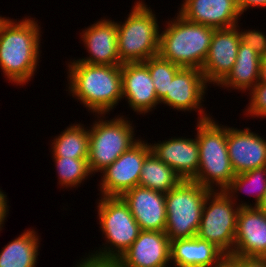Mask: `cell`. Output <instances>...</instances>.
<instances>
[{
	"label": "cell",
	"instance_id": "obj_1",
	"mask_svg": "<svg viewBox=\"0 0 266 267\" xmlns=\"http://www.w3.org/2000/svg\"><path fill=\"white\" fill-rule=\"evenodd\" d=\"M35 18H0V68L9 82L25 85L37 72L41 27Z\"/></svg>",
	"mask_w": 266,
	"mask_h": 267
},
{
	"label": "cell",
	"instance_id": "obj_2",
	"mask_svg": "<svg viewBox=\"0 0 266 267\" xmlns=\"http://www.w3.org/2000/svg\"><path fill=\"white\" fill-rule=\"evenodd\" d=\"M68 92L92 114H107L123 99L121 65L68 62Z\"/></svg>",
	"mask_w": 266,
	"mask_h": 267
},
{
	"label": "cell",
	"instance_id": "obj_3",
	"mask_svg": "<svg viewBox=\"0 0 266 267\" xmlns=\"http://www.w3.org/2000/svg\"><path fill=\"white\" fill-rule=\"evenodd\" d=\"M97 202L99 228L105 244L81 261L95 266H112L138 237L141 229L121 196H100ZM109 244V245H108Z\"/></svg>",
	"mask_w": 266,
	"mask_h": 267
},
{
	"label": "cell",
	"instance_id": "obj_4",
	"mask_svg": "<svg viewBox=\"0 0 266 267\" xmlns=\"http://www.w3.org/2000/svg\"><path fill=\"white\" fill-rule=\"evenodd\" d=\"M165 26L160 31L158 55L180 67L201 70L215 28L190 22L179 13Z\"/></svg>",
	"mask_w": 266,
	"mask_h": 267
},
{
	"label": "cell",
	"instance_id": "obj_5",
	"mask_svg": "<svg viewBox=\"0 0 266 267\" xmlns=\"http://www.w3.org/2000/svg\"><path fill=\"white\" fill-rule=\"evenodd\" d=\"M212 118L197 120L195 136L199 145V169L192 181L216 191L224 190L236 174L228 155L227 126L219 125Z\"/></svg>",
	"mask_w": 266,
	"mask_h": 267
},
{
	"label": "cell",
	"instance_id": "obj_6",
	"mask_svg": "<svg viewBox=\"0 0 266 267\" xmlns=\"http://www.w3.org/2000/svg\"><path fill=\"white\" fill-rule=\"evenodd\" d=\"M153 9L137 1L125 22H117V46L121 64L144 62L159 52L160 26Z\"/></svg>",
	"mask_w": 266,
	"mask_h": 267
},
{
	"label": "cell",
	"instance_id": "obj_7",
	"mask_svg": "<svg viewBox=\"0 0 266 267\" xmlns=\"http://www.w3.org/2000/svg\"><path fill=\"white\" fill-rule=\"evenodd\" d=\"M94 115L98 118L89 127L87 159L92 174L104 170L140 140L134 136V125L129 118L118 115L106 120L105 114Z\"/></svg>",
	"mask_w": 266,
	"mask_h": 267
},
{
	"label": "cell",
	"instance_id": "obj_8",
	"mask_svg": "<svg viewBox=\"0 0 266 267\" xmlns=\"http://www.w3.org/2000/svg\"><path fill=\"white\" fill-rule=\"evenodd\" d=\"M208 188L192 180H182L165 194L166 227L170 241L197 235Z\"/></svg>",
	"mask_w": 266,
	"mask_h": 267
},
{
	"label": "cell",
	"instance_id": "obj_9",
	"mask_svg": "<svg viewBox=\"0 0 266 267\" xmlns=\"http://www.w3.org/2000/svg\"><path fill=\"white\" fill-rule=\"evenodd\" d=\"M242 202L236 204L223 190L210 191L206 196L196 236L215 244L227 256L231 255L239 209L253 205Z\"/></svg>",
	"mask_w": 266,
	"mask_h": 267
},
{
	"label": "cell",
	"instance_id": "obj_10",
	"mask_svg": "<svg viewBox=\"0 0 266 267\" xmlns=\"http://www.w3.org/2000/svg\"><path fill=\"white\" fill-rule=\"evenodd\" d=\"M151 152L150 143L140 140L107 166L100 181L101 196H122L138 186L142 164Z\"/></svg>",
	"mask_w": 266,
	"mask_h": 267
},
{
	"label": "cell",
	"instance_id": "obj_11",
	"mask_svg": "<svg viewBox=\"0 0 266 267\" xmlns=\"http://www.w3.org/2000/svg\"><path fill=\"white\" fill-rule=\"evenodd\" d=\"M208 86L200 69L182 67L170 82L160 104L182 112H198V121L209 119L212 116L205 112L202 104Z\"/></svg>",
	"mask_w": 266,
	"mask_h": 267
},
{
	"label": "cell",
	"instance_id": "obj_12",
	"mask_svg": "<svg viewBox=\"0 0 266 267\" xmlns=\"http://www.w3.org/2000/svg\"><path fill=\"white\" fill-rule=\"evenodd\" d=\"M169 264L170 239L165 231L141 230L131 247L111 267H171Z\"/></svg>",
	"mask_w": 266,
	"mask_h": 267
},
{
	"label": "cell",
	"instance_id": "obj_13",
	"mask_svg": "<svg viewBox=\"0 0 266 267\" xmlns=\"http://www.w3.org/2000/svg\"><path fill=\"white\" fill-rule=\"evenodd\" d=\"M240 44L236 26L215 29L207 58L201 68L208 84L218 85L232 70Z\"/></svg>",
	"mask_w": 266,
	"mask_h": 267
},
{
	"label": "cell",
	"instance_id": "obj_14",
	"mask_svg": "<svg viewBox=\"0 0 266 267\" xmlns=\"http://www.w3.org/2000/svg\"><path fill=\"white\" fill-rule=\"evenodd\" d=\"M89 57L73 59L70 62H82L94 65H122L117 46V21L103 18L89 25L80 33Z\"/></svg>",
	"mask_w": 266,
	"mask_h": 267
},
{
	"label": "cell",
	"instance_id": "obj_15",
	"mask_svg": "<svg viewBox=\"0 0 266 267\" xmlns=\"http://www.w3.org/2000/svg\"><path fill=\"white\" fill-rule=\"evenodd\" d=\"M227 148L235 174L266 166V139L249 127H227Z\"/></svg>",
	"mask_w": 266,
	"mask_h": 267
},
{
	"label": "cell",
	"instance_id": "obj_16",
	"mask_svg": "<svg viewBox=\"0 0 266 267\" xmlns=\"http://www.w3.org/2000/svg\"><path fill=\"white\" fill-rule=\"evenodd\" d=\"M122 94L128 106L137 114L145 115L160 105L148 67L143 62L121 65Z\"/></svg>",
	"mask_w": 266,
	"mask_h": 267
},
{
	"label": "cell",
	"instance_id": "obj_17",
	"mask_svg": "<svg viewBox=\"0 0 266 267\" xmlns=\"http://www.w3.org/2000/svg\"><path fill=\"white\" fill-rule=\"evenodd\" d=\"M231 255L266 258V214L258 207H240Z\"/></svg>",
	"mask_w": 266,
	"mask_h": 267
},
{
	"label": "cell",
	"instance_id": "obj_18",
	"mask_svg": "<svg viewBox=\"0 0 266 267\" xmlns=\"http://www.w3.org/2000/svg\"><path fill=\"white\" fill-rule=\"evenodd\" d=\"M141 230L165 231V194L142 186H135L122 196Z\"/></svg>",
	"mask_w": 266,
	"mask_h": 267
},
{
	"label": "cell",
	"instance_id": "obj_19",
	"mask_svg": "<svg viewBox=\"0 0 266 267\" xmlns=\"http://www.w3.org/2000/svg\"><path fill=\"white\" fill-rule=\"evenodd\" d=\"M178 13L190 22L215 29L236 26L242 15L236 0H184Z\"/></svg>",
	"mask_w": 266,
	"mask_h": 267
},
{
	"label": "cell",
	"instance_id": "obj_20",
	"mask_svg": "<svg viewBox=\"0 0 266 267\" xmlns=\"http://www.w3.org/2000/svg\"><path fill=\"white\" fill-rule=\"evenodd\" d=\"M150 143L154 155L170 166L183 180H192L199 169V145L197 138L171 137Z\"/></svg>",
	"mask_w": 266,
	"mask_h": 267
},
{
	"label": "cell",
	"instance_id": "obj_21",
	"mask_svg": "<svg viewBox=\"0 0 266 267\" xmlns=\"http://www.w3.org/2000/svg\"><path fill=\"white\" fill-rule=\"evenodd\" d=\"M227 255L215 244L197 236L170 241V263L173 267H221Z\"/></svg>",
	"mask_w": 266,
	"mask_h": 267
},
{
	"label": "cell",
	"instance_id": "obj_22",
	"mask_svg": "<svg viewBox=\"0 0 266 267\" xmlns=\"http://www.w3.org/2000/svg\"><path fill=\"white\" fill-rule=\"evenodd\" d=\"M260 61L261 56L256 51L240 42L232 70L217 86L249 92L259 81Z\"/></svg>",
	"mask_w": 266,
	"mask_h": 267
},
{
	"label": "cell",
	"instance_id": "obj_23",
	"mask_svg": "<svg viewBox=\"0 0 266 267\" xmlns=\"http://www.w3.org/2000/svg\"><path fill=\"white\" fill-rule=\"evenodd\" d=\"M39 239L34 229L25 230L0 250V267H36Z\"/></svg>",
	"mask_w": 266,
	"mask_h": 267
},
{
	"label": "cell",
	"instance_id": "obj_24",
	"mask_svg": "<svg viewBox=\"0 0 266 267\" xmlns=\"http://www.w3.org/2000/svg\"><path fill=\"white\" fill-rule=\"evenodd\" d=\"M138 186L166 194L183 179L151 151L145 158Z\"/></svg>",
	"mask_w": 266,
	"mask_h": 267
},
{
	"label": "cell",
	"instance_id": "obj_25",
	"mask_svg": "<svg viewBox=\"0 0 266 267\" xmlns=\"http://www.w3.org/2000/svg\"><path fill=\"white\" fill-rule=\"evenodd\" d=\"M52 141V157L88 158L89 129L84 124H70Z\"/></svg>",
	"mask_w": 266,
	"mask_h": 267
},
{
	"label": "cell",
	"instance_id": "obj_26",
	"mask_svg": "<svg viewBox=\"0 0 266 267\" xmlns=\"http://www.w3.org/2000/svg\"><path fill=\"white\" fill-rule=\"evenodd\" d=\"M249 188H252L253 191H251ZM265 190L266 166L236 174L231 180L230 184L223 191L231 198L233 202H236V204L238 202L237 200H239L237 197L241 192H246L247 195L252 194L253 197L255 196L253 207H257L264 197Z\"/></svg>",
	"mask_w": 266,
	"mask_h": 267
},
{
	"label": "cell",
	"instance_id": "obj_27",
	"mask_svg": "<svg viewBox=\"0 0 266 267\" xmlns=\"http://www.w3.org/2000/svg\"><path fill=\"white\" fill-rule=\"evenodd\" d=\"M88 158H68V157H53V161L58 174L60 188H76L88 177H92Z\"/></svg>",
	"mask_w": 266,
	"mask_h": 267
},
{
	"label": "cell",
	"instance_id": "obj_28",
	"mask_svg": "<svg viewBox=\"0 0 266 267\" xmlns=\"http://www.w3.org/2000/svg\"><path fill=\"white\" fill-rule=\"evenodd\" d=\"M143 63L148 67L155 86L157 98L160 101L166 95L168 86L175 74L182 67L161 58L159 55L151 57Z\"/></svg>",
	"mask_w": 266,
	"mask_h": 267
},
{
	"label": "cell",
	"instance_id": "obj_29",
	"mask_svg": "<svg viewBox=\"0 0 266 267\" xmlns=\"http://www.w3.org/2000/svg\"><path fill=\"white\" fill-rule=\"evenodd\" d=\"M249 105L244 110L246 117H266V83L258 82L250 91Z\"/></svg>",
	"mask_w": 266,
	"mask_h": 267
},
{
	"label": "cell",
	"instance_id": "obj_30",
	"mask_svg": "<svg viewBox=\"0 0 266 267\" xmlns=\"http://www.w3.org/2000/svg\"><path fill=\"white\" fill-rule=\"evenodd\" d=\"M237 22L236 28L240 36V42L252 48L261 57L266 55V34L260 30H241ZM241 30V31H240Z\"/></svg>",
	"mask_w": 266,
	"mask_h": 267
},
{
	"label": "cell",
	"instance_id": "obj_31",
	"mask_svg": "<svg viewBox=\"0 0 266 267\" xmlns=\"http://www.w3.org/2000/svg\"><path fill=\"white\" fill-rule=\"evenodd\" d=\"M227 263L231 267H266V258L229 255Z\"/></svg>",
	"mask_w": 266,
	"mask_h": 267
},
{
	"label": "cell",
	"instance_id": "obj_32",
	"mask_svg": "<svg viewBox=\"0 0 266 267\" xmlns=\"http://www.w3.org/2000/svg\"><path fill=\"white\" fill-rule=\"evenodd\" d=\"M239 11L243 15L250 8H266V0H236Z\"/></svg>",
	"mask_w": 266,
	"mask_h": 267
},
{
	"label": "cell",
	"instance_id": "obj_33",
	"mask_svg": "<svg viewBox=\"0 0 266 267\" xmlns=\"http://www.w3.org/2000/svg\"><path fill=\"white\" fill-rule=\"evenodd\" d=\"M258 82L266 83V55L261 57Z\"/></svg>",
	"mask_w": 266,
	"mask_h": 267
},
{
	"label": "cell",
	"instance_id": "obj_34",
	"mask_svg": "<svg viewBox=\"0 0 266 267\" xmlns=\"http://www.w3.org/2000/svg\"><path fill=\"white\" fill-rule=\"evenodd\" d=\"M263 213L266 214V190H265V194L264 197L262 199V201L260 202V204L257 206Z\"/></svg>",
	"mask_w": 266,
	"mask_h": 267
},
{
	"label": "cell",
	"instance_id": "obj_35",
	"mask_svg": "<svg viewBox=\"0 0 266 267\" xmlns=\"http://www.w3.org/2000/svg\"><path fill=\"white\" fill-rule=\"evenodd\" d=\"M75 267H111V266H95V265H90V264H87L83 261H80L79 263L77 262Z\"/></svg>",
	"mask_w": 266,
	"mask_h": 267
},
{
	"label": "cell",
	"instance_id": "obj_36",
	"mask_svg": "<svg viewBox=\"0 0 266 267\" xmlns=\"http://www.w3.org/2000/svg\"><path fill=\"white\" fill-rule=\"evenodd\" d=\"M221 267H231L227 262Z\"/></svg>",
	"mask_w": 266,
	"mask_h": 267
}]
</instances>
